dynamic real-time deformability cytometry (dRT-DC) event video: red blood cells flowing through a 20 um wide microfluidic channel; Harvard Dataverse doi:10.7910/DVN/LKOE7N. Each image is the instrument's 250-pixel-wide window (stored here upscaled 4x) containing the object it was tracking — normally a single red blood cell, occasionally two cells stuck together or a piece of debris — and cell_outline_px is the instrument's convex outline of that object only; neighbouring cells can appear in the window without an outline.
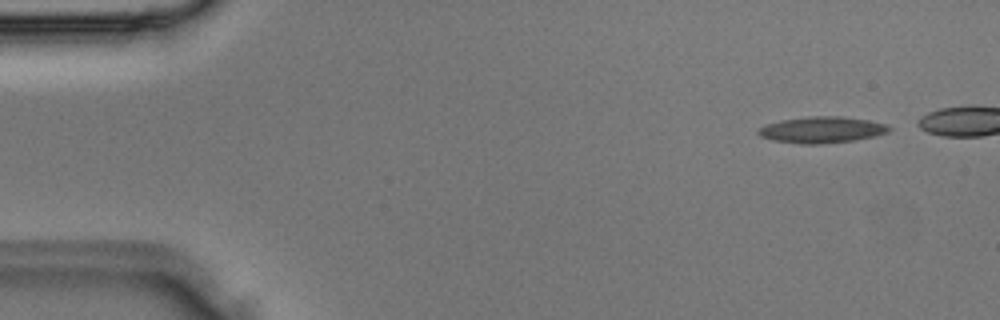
{"species": "Egyptian fruit bat (a non-hibernating species)", "species_latin": "Rousettus aegyptiacus", "temperature_condition": "room temperature", "stored_images_in_passage": 3, "camera_frame_rate_fps": 3000, "um_per_image_px": 0.085, "animal": {"sex": "male"}, "frame": {"image": 1, "passage_image": 3, "time_ms": 0.667, "image_size_px": [1000, 320], "cell_outline_px": [[892, 128], [888, 132], [876, 136], [852, 140], [820, 144], [800, 144], [772, 140], [760, 136], [756, 132], [764, 124], [780, 120], [812, 116], [840, 116], [868, 120], [884, 124]], "centroid_in_image_um": [69.82, 11.03], "position_along_channel_um": 15.2, "area_um2": 20.0}}